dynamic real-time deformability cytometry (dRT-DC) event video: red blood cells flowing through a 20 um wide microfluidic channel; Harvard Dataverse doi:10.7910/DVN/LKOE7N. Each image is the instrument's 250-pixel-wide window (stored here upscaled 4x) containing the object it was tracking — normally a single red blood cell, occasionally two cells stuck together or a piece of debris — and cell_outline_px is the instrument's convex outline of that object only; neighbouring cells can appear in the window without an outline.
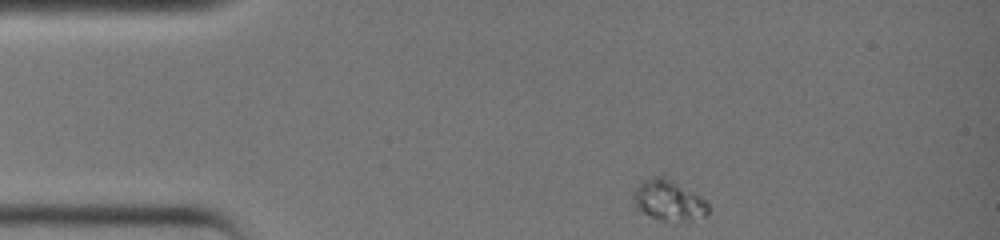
{"species": "common noctule bat (a hibernating species)", "species_latin": "Nyctalus noctula", "temperature_condition": "warm", "stored_images_in_passage": 16, "camera_frame_rate_fps": 3000, "um_per_image_px": 0.085, "animal": {"sex": "female", "body_mass_g": 19.0, "forearm_length_mm": 51.5}, "frame": {"image": 1, "passage_image": 1, "time_ms": 0.0, "image_size_px": [1000, 240], "cell_outline_px": [[708, 212], [704, 216], [692, 220], [664, 220], [652, 216], [636, 208], [632, 200], [632, 192], [648, 176], [664, 176], [692, 192], [704, 200], [708, 204]], "centroid_in_image_um": [56.78, 17.01], "position_along_channel_um": 28.2, "area_um2": 17.22}}
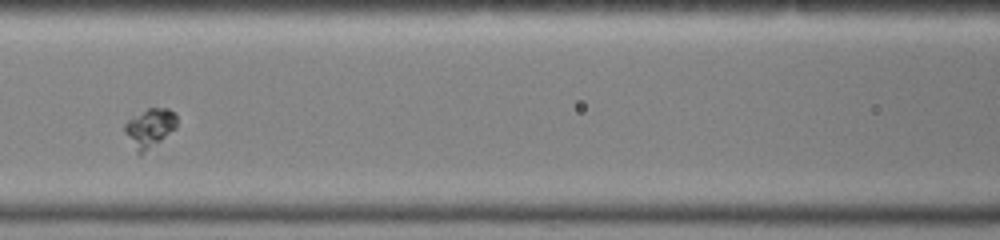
{"frame": {"image": 2, "passage_image": 12, "time_ms": 3.667, "image_size_px": [1000, 240], "cell_outline_px": [[176, 128], [140, 156], [136, 152], [124, 132], [124, 124], [132, 116], [148, 108], [168, 108], [176, 112]], "centroid_in_image_um": [12.71, 10.87], "position_along_channel_um": 153.9, "area_um2": 11.85}}
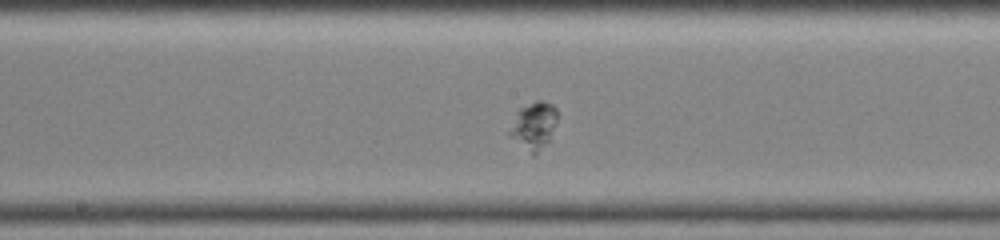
{"frame": {"image": 3, "passage_image": 15, "time_ms": 4.667, "image_size_px": [1000, 240], "cell_outline_px": [[556, 120], [548, 140], [536, 156], [532, 156], [508, 136], [508, 132], [516, 112], [520, 108], [536, 100], [540, 100], [552, 104], [556, 108]], "centroid_in_image_um": [45.32, 10.71], "position_along_channel_um": 202.9, "area_um2": 13.12}}